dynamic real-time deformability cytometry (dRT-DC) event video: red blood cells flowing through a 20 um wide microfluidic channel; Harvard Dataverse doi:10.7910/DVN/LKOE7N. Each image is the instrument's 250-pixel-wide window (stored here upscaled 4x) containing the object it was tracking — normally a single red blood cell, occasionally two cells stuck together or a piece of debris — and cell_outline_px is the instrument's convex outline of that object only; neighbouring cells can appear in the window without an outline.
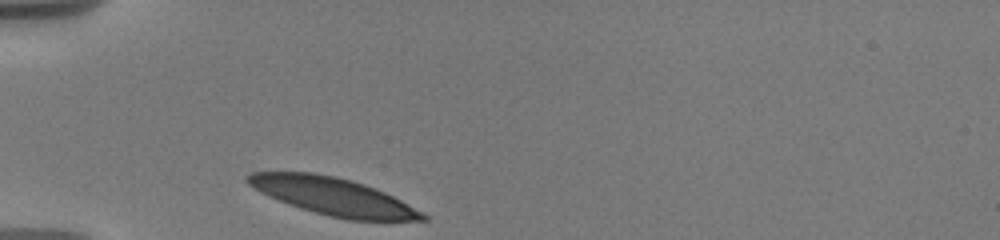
{"species": "human", "species_latin": "Homo sapiens", "temperature_condition": "warm", "stored_images_in_passage": 6, "camera_frame_rate_fps": 3000, "um_per_image_px": 0.085, "donor": {"sex": "male"}, "frame": {"image": 1, "passage_image": 1, "time_ms": 0.0, "image_size_px": [1000, 240], "cell_outline_px": [[428, 220], [348, 220], [328, 216], [300, 208], [268, 196], [260, 192], [248, 184], [244, 180], [244, 176], [252, 172], [312, 172], [336, 176], [352, 180], [376, 188], [424, 212], [428, 216]], "centroid_in_image_um": [28.29, 16.68], "position_along_channel_um": 56.7, "area_um2": 38.21}}
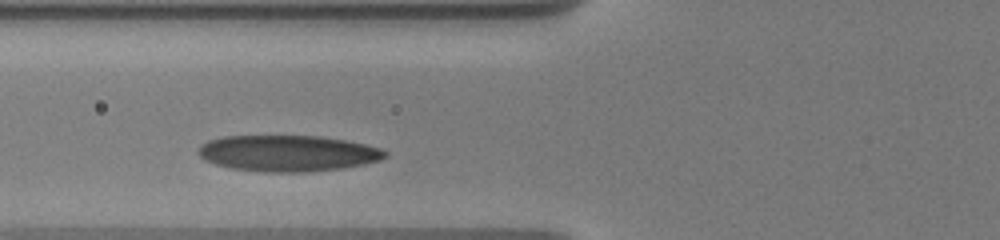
{"frame": {"image": 2, "passage_image": 4, "time_ms": 1.667, "image_size_px": [1000, 240], "cell_outline_px": [[388, 156], [380, 160], [364, 164], [344, 168], [308, 172], [264, 172], [232, 168], [216, 164], [204, 160], [196, 152], [200, 144], [208, 140], [224, 136], [320, 136], [344, 140], [364, 144], [380, 148], [388, 152]], "centroid_in_image_um": [24.45, 13.03], "position_along_channel_um": 101.3, "area_um2": 39.54}}
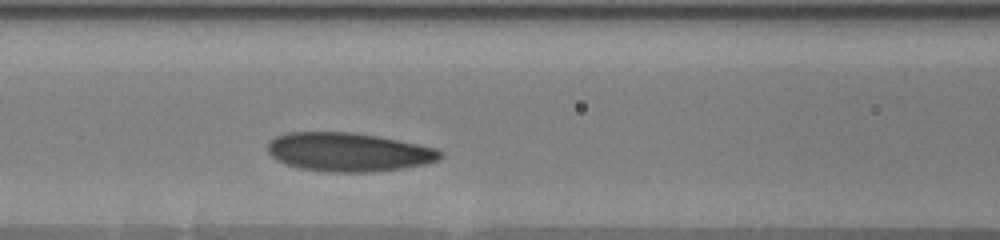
{"frame": {"image": 3, "passage_image": 6, "time_ms": 2.667, "image_size_px": [1000, 240], "cell_outline_px": [[444, 156], [440, 160], [424, 164], [400, 168], [372, 172], [328, 172], [300, 168], [276, 160], [268, 152], [268, 144], [276, 136], [288, 132], [352, 132], [376, 136], [436, 148], [444, 152]], "centroid_in_image_um": [29.64, 12.93], "position_along_channel_um": 137.0, "area_um2": 38.78}}